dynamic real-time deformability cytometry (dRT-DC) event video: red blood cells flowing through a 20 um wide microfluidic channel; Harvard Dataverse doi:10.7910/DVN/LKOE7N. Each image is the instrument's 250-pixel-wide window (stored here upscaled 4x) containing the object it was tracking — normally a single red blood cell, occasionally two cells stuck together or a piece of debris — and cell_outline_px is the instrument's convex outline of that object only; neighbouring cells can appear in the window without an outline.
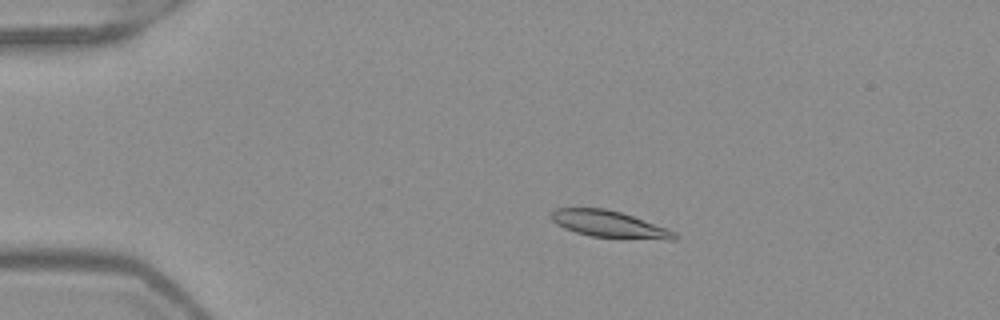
{"species": "Egyptian fruit bat (a non-hibernating species)", "species_latin": "Rousettus aegyptiacus", "temperature_condition": "warm", "stored_images_in_passage": 44, "camera_frame_rate_fps": 3000, "um_per_image_px": 0.085, "frame": {"image": 1, "passage_image": 3, "time_ms": 0.667, "image_size_px": [1000, 320], "cell_outline_px": [[680, 236], [676, 240], [664, 240], [588, 236], [564, 228], [556, 224], [552, 220], [552, 212], [556, 208], [604, 208], [620, 212], [668, 228], [676, 232]], "centroid_in_image_um": [51.84, 19.07], "position_along_channel_um": 33.2, "area_um2": 19.25}}
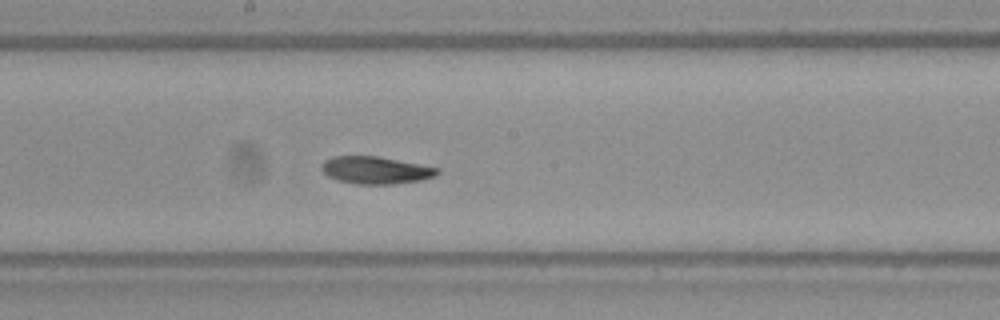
{"frame": {"image": 2, "passage_image": 21, "time_ms": 6.667, "image_size_px": [1000, 320], "cell_outline_px": [[440, 172], [436, 176], [420, 180], [392, 184], [356, 184], [336, 180], [328, 176], [320, 168], [320, 164], [324, 160], [332, 156], [376, 156], [440, 168]], "centroid_in_image_um": [31.9, 14.46], "position_along_channel_um": 216.3, "area_um2": 18.5}}
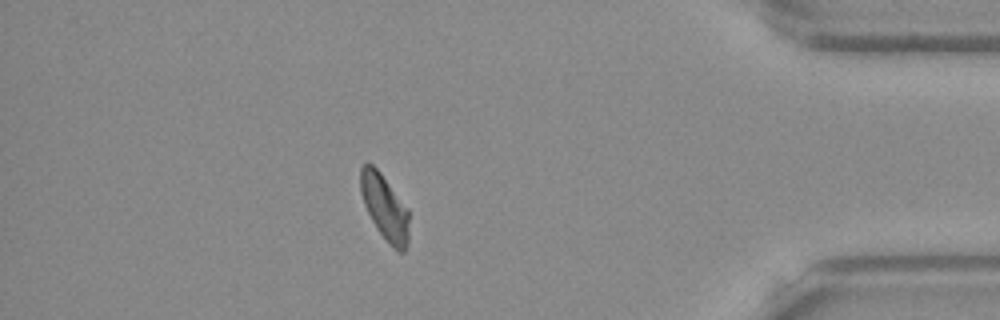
{"frame": {"image": 3, "passage_image": 38, "time_ms": 12.333, "image_size_px": [1000, 320], "cell_outline_px": [[408, 244], [404, 252], [396, 252], [392, 248], [380, 232], [372, 220], [364, 204], [360, 192], [360, 168], [364, 164], [372, 164], [380, 172], [408, 208]], "centroid_in_image_um": [32.7, 17.64], "position_along_channel_um": 402.5, "area_um2": 18.38}, "authors_computed_cell_mechanics": {"area_um2": 18.5827, "velocity_mm_per_s": 3.9575, "shape_relaxation_time_tau1_ms": 6.156, "shape_relaxation_time_tau2_ms": 4.1732, "deformation_change_tau1": 0.1531, "deformation_change_tau2": 0.0862}}